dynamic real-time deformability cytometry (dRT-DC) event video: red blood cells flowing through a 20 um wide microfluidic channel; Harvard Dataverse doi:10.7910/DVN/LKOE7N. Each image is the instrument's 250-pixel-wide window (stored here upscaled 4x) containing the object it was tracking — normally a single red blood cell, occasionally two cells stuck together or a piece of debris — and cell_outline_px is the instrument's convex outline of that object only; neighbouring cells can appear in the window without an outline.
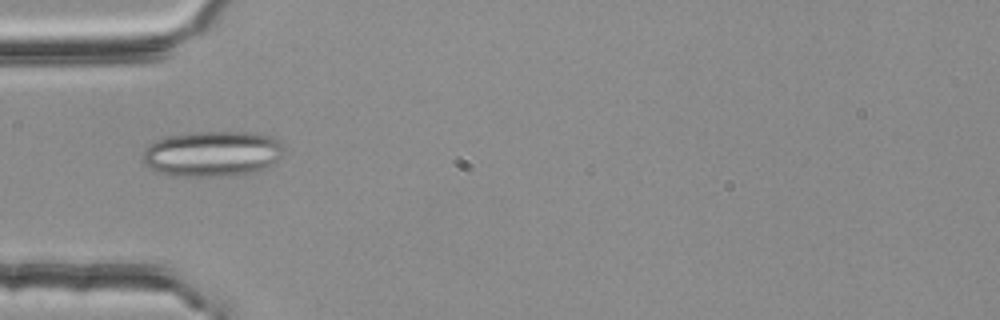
{"species": "common noctule bat (a hibernating species)", "species_latin": "Nyctalus noctula", "temperature_condition": "room temperature", "stored_images_in_passage": 1, "camera_frame_rate_fps": 3000, "um_per_image_px": 0.085, "animal": {"sex": "female", "body_mass_g": 25.1}, "frame": {"image": 1, "passage_image": 1, "time_ms": 0.0, "image_size_px": [1000, 320], "cell_outline_px": [[284, 152], [276, 160], [260, 168], [248, 172], [212, 176], [168, 176], [144, 164], [144, 148], [156, 140], [168, 136], [192, 132], [256, 132], [272, 136], [280, 140], [284, 148]], "centroid_in_image_um": [18.03, 13.03], "position_along_channel_um": 67.0, "area_um2": 37.05}}